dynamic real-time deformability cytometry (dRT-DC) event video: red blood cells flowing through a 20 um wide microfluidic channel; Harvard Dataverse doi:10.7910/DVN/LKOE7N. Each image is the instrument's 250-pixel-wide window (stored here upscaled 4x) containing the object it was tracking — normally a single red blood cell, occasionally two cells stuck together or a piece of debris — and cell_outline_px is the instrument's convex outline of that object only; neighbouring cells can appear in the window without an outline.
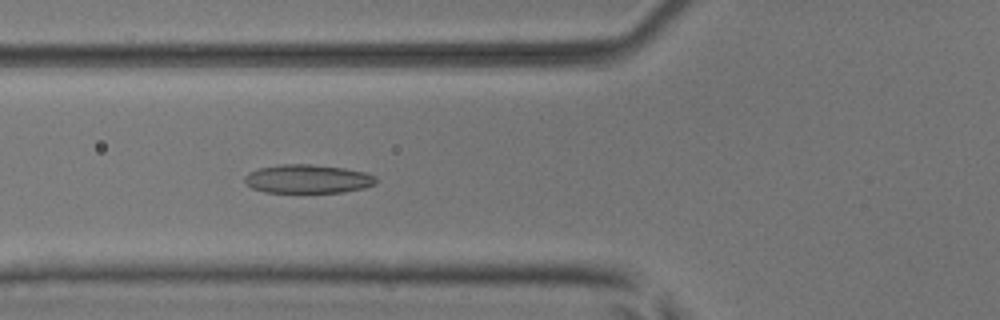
{"species": "common noctule bat (a hibernating species)", "species_latin": "Nyctalus noctula", "temperature_condition": "room temperature", "stored_images_in_passage": 50, "camera_frame_rate_fps": 3000, "um_per_image_px": 0.085, "animal": {"sex": "male", "body_mass_g": 17.9, "forearm_length_mm": 54.2}, "frame": {"image": 1, "passage_image": 19, "time_ms": 6.0, "image_size_px": [1000, 320], "cell_outline_px": [[376, 184], [364, 188], [340, 192], [264, 192], [252, 188], [244, 180], [244, 176], [248, 172], [260, 168], [280, 164], [308, 164], [344, 168], [364, 172], [376, 176]], "centroid_in_image_um": [26.15, 15.2], "position_along_channel_um": 99.7, "area_um2": 21.85}}
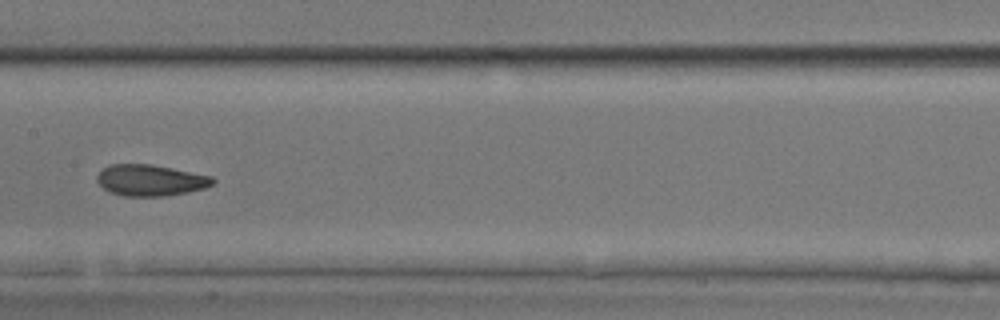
{"frame": {"image": 2, "passage_image": 26, "time_ms": 8.333, "image_size_px": [1000, 320], "cell_outline_px": [[216, 180], [212, 184], [204, 188], [188, 192], [168, 196], [124, 196], [112, 192], [104, 188], [96, 180], [96, 176], [104, 168], [112, 164], [152, 164], [212, 176]], "centroid_in_image_um": [12.81, 15.32], "position_along_channel_um": 194.6, "area_um2": 20.98}}
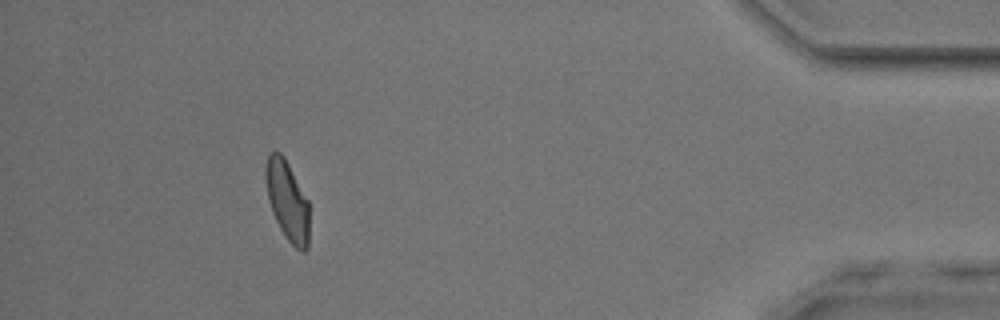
{"frame": {"image": 3, "passage_image": 46, "time_ms": 15.0, "image_size_px": [1000, 320], "cell_outline_px": [[308, 248], [304, 252], [300, 252], [284, 236], [272, 212], [268, 200], [264, 176], [264, 168], [268, 156], [272, 152], [280, 152], [284, 156], [308, 200]], "centroid_in_image_um": [24.4, 17.06], "position_along_channel_um": 410.8, "area_um2": 20.29}, "authors_computed_cell_mechanics": {"area_um2": 21.4438, "velocity_mm_per_s": 4.0709, "shape_relaxation_time_tau1_ms": 3.8072, "shape_relaxation_time_tau2_ms": 1.2171, "deformation_change_tau1": 0.1286, "deformation_change_tau2": 0.059}}